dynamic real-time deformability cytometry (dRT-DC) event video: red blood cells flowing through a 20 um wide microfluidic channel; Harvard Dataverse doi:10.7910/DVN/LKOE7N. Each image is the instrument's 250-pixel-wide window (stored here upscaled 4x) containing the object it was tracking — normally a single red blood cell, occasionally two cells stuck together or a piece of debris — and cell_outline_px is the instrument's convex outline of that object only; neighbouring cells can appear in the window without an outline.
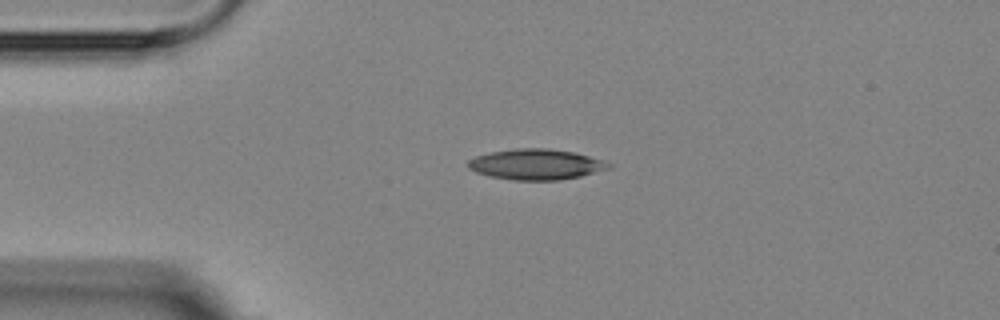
{"species": "Egyptian fruit bat (a non-hibernating species)", "species_latin": "Rousettus aegyptiacus", "temperature_condition": "room temperature", "stored_images_in_passage": 4, "camera_frame_rate_fps": 3000, "um_per_image_px": 0.085, "animal": {"sex": "female"}, "frame": {"image": 1, "passage_image": 4, "time_ms": 5.0, "image_size_px": [1000, 320], "cell_outline_px": [[612, 168], [580, 176], [556, 180], [512, 180], [488, 176], [476, 172], [468, 168], [468, 160], [476, 156], [492, 152], [516, 148], [548, 148], [576, 152], [604, 160], [612, 164]], "centroid_in_image_um": [45.59, 13.97], "position_along_channel_um": 39.4, "area_um2": 25.2}}